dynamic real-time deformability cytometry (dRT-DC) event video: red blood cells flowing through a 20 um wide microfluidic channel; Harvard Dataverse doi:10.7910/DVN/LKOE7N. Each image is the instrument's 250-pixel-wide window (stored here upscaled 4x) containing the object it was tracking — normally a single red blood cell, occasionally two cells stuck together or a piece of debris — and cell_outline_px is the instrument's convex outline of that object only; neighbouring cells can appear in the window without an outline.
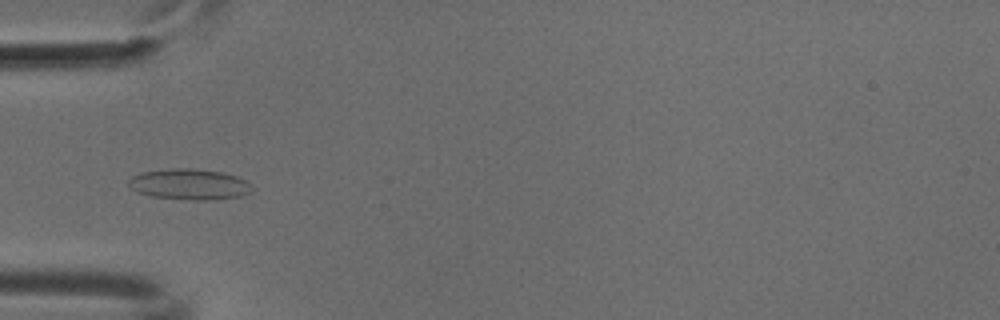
{"species": "common noctule bat (a hibernating species)", "species_latin": "Nyctalus noctula", "temperature_condition": "cold", "stored_images_in_passage": 34, "camera_frame_rate_fps": 3000, "um_per_image_px": 0.085, "animal": {"sex": "male", "body_mass_g": 18.8}, "frame": {"image": 1, "passage_image": 3, "time_ms": 0.667, "image_size_px": [1000, 320], "cell_outline_px": [[248, 192], [240, 196], [216, 200], [192, 200], [152, 196], [136, 192], [128, 184], [128, 180], [132, 176], [140, 172], [172, 168], [192, 168], [220, 172], [236, 176], [244, 180], [248, 184]], "centroid_in_image_um": [16.02, 15.66], "position_along_channel_um": 69.0, "area_um2": 21.91}}
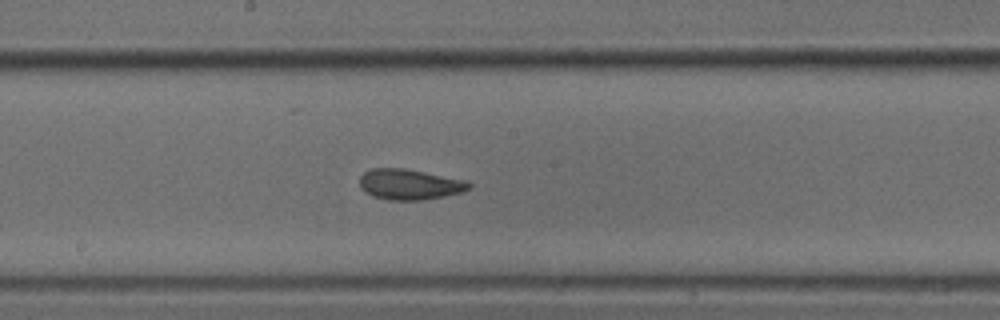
{"frame": {"image": 2, "passage_image": 14, "time_ms": 4.333, "image_size_px": [1000, 320], "cell_outline_px": [[472, 188], [464, 192], [444, 196], [420, 200], [388, 200], [372, 196], [360, 188], [360, 176], [364, 172], [372, 168], [404, 168], [464, 180], [472, 184]], "centroid_in_image_um": [34.81, 15.68], "position_along_channel_um": 213.4, "area_um2": 19.48}}
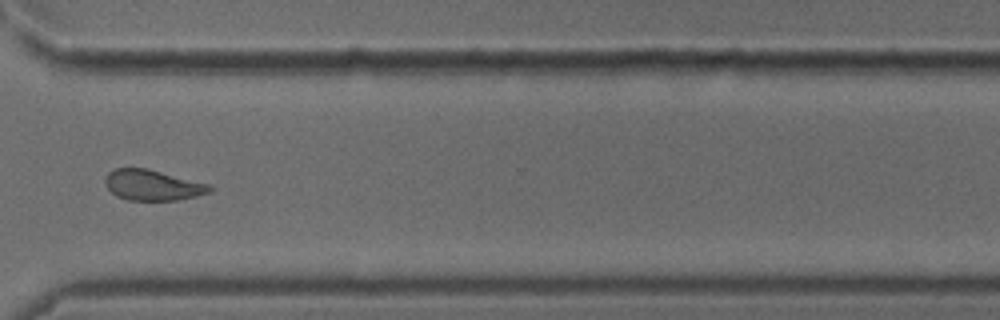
{"frame": {"image": 3, "passage_image": 25, "time_ms": 8.0, "image_size_px": [1000, 320], "cell_outline_px": [[212, 188], [208, 192], [196, 196], [180, 200], [128, 200], [116, 196], [108, 188], [104, 180], [108, 172], [116, 168], [148, 168], [208, 184]], "centroid_in_image_um": [12.94, 15.73], "position_along_channel_um": 357.7, "area_um2": 18.5}}